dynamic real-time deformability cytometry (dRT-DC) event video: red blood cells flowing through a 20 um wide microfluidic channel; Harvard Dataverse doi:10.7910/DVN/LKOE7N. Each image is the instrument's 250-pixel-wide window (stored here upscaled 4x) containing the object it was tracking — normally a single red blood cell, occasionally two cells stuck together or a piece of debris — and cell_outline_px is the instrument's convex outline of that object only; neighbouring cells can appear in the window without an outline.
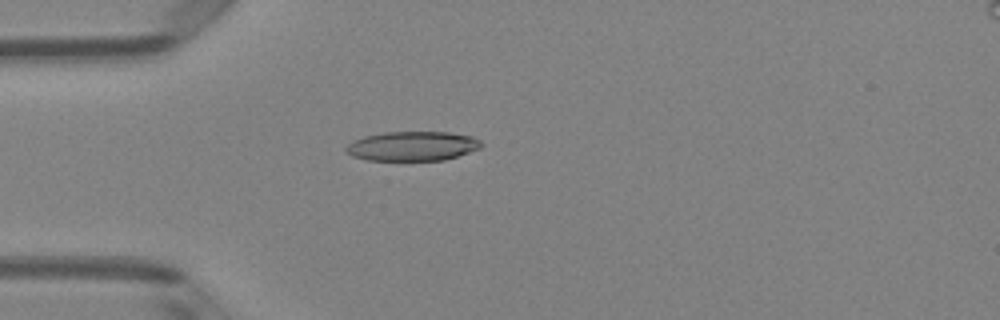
{"species": "Egyptian fruit bat (a non-hibernating species)", "species_latin": "Rousettus aegyptiacus", "temperature_condition": "room temperature", "stored_images_in_passage": 50, "camera_frame_rate_fps": 3000, "um_per_image_px": 0.085, "animal": {"sex": "female"}, "frame": {"image": 1, "passage_image": 14, "time_ms": 4.333, "image_size_px": [1000, 320], "cell_outline_px": [[484, 144], [480, 148], [444, 160], [368, 160], [352, 156], [344, 152], [344, 148], [352, 140], [364, 136], [384, 132], [448, 132], [472, 136], [480, 140]], "centroid_in_image_um": [35.02, 12.41], "position_along_channel_um": 50.0, "area_um2": 23.29}}
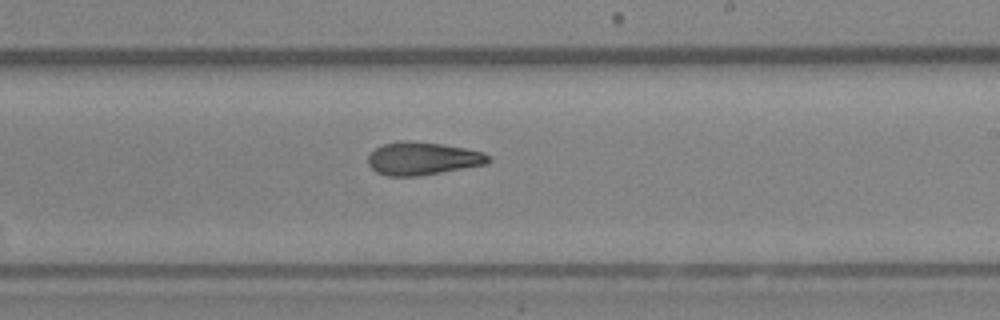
{"frame": {"image": 2, "passage_image": 30, "time_ms": 9.667, "image_size_px": [1000, 320], "cell_outline_px": [[492, 160], [484, 164], [440, 172], [416, 176], [388, 176], [376, 172], [368, 164], [368, 156], [376, 148], [384, 144], [400, 140], [440, 144], [464, 148], [484, 152]], "centroid_in_image_um": [35.89, 13.47], "position_along_channel_um": 253.1, "area_um2": 22.66}}
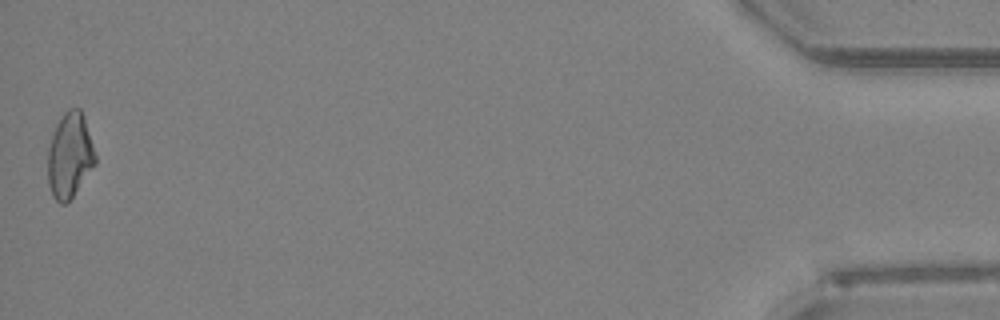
{"frame": {"image": 3, "passage_image": 50, "time_ms": 16.333, "image_size_px": [1000, 320], "cell_outline_px": [[96, 164], [72, 196], [64, 204], [60, 204], [52, 196], [48, 184], [48, 148], [56, 124], [64, 112], [68, 108], [80, 108], [84, 116], [96, 156]], "centroid_in_image_um": [5.92, 13.2], "position_along_channel_um": 429.3, "area_um2": 23.47}, "authors_computed_cell_mechanics": {"area_um2": 23.2645, "velocity_mm_per_s": 4.0317, "shape_relaxation_time_tau1_ms": 8.0754, "shape_relaxation_time_tau2_ms": 3.4128, "deformation_change_tau1": 0.1865, "deformation_change_tau2": 0.1132}}